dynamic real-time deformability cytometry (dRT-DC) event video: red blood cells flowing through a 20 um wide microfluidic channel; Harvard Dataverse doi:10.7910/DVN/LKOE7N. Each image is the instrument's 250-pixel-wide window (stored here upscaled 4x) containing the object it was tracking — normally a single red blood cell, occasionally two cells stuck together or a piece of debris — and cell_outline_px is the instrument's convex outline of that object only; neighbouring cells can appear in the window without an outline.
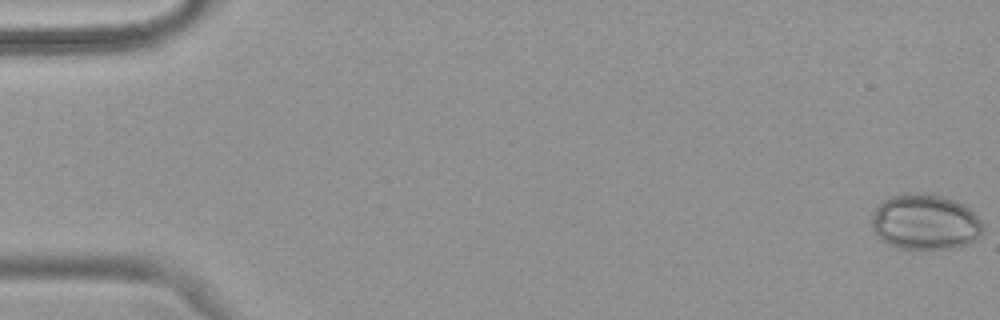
{"species": "common noctule bat (a hibernating species)", "species_latin": "Nyctalus noctula", "temperature_condition": "warm", "stored_images_in_passage": 50, "camera_frame_rate_fps": 3000, "um_per_image_px": 0.085, "animal": {"sex": "female", "body_mass_g": 18.4}, "frame": {"image": 1, "passage_image": 1, "time_ms": 0.0, "image_size_px": [1000, 320], "cell_outline_px": [[984, 224], [980, 236], [976, 240], [960, 248], [900, 248], [888, 244], [880, 240], [872, 232], [872, 216], [876, 208], [884, 200], [892, 196], [920, 192], [924, 192], [944, 196], [964, 204]], "centroid_in_image_um": [78.64, 18.88], "position_along_channel_um": 6.4, "area_um2": 36.18}}
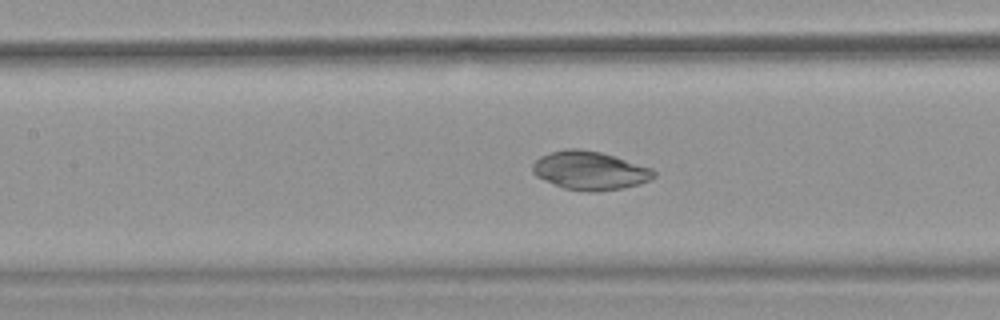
{"frame": {"image": 2, "passage_image": 24, "time_ms": 7.667, "image_size_px": [1000, 320], "cell_outline_px": [[656, 176], [640, 184], [624, 188], [596, 192], [588, 192], [564, 188], [536, 176], [532, 172], [532, 164], [540, 156], [564, 148], [580, 148], [600, 152], [616, 156], [652, 168], [656, 172]], "centroid_in_image_um": [50.15, 14.49], "position_along_channel_um": 157.2, "area_um2": 27.4}}
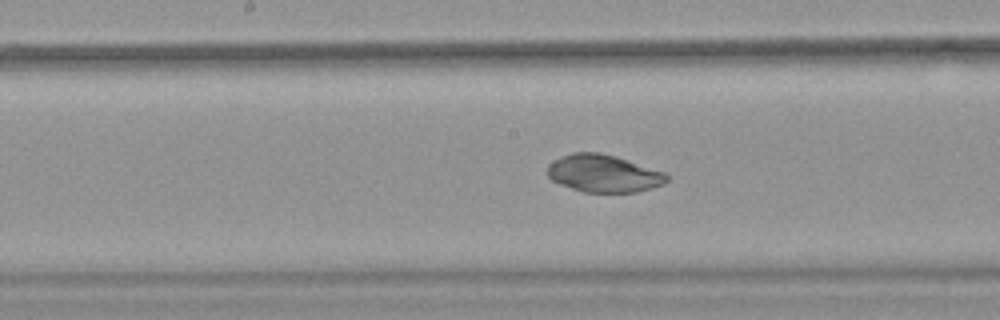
{"frame": {"image": 3, "passage_image": 27, "time_ms": 8.667, "image_size_px": [1000, 320], "cell_outline_px": [[668, 180], [664, 184], [636, 192], [584, 192], [560, 184], [552, 180], [548, 176], [548, 164], [552, 160], [572, 152], [600, 152], [616, 156], [664, 172], [668, 176]], "centroid_in_image_um": [51.29, 14.73], "position_along_channel_um": 196.9, "area_um2": 26.01}, "authors_computed_cell_mechanics": {"area_um2": 29.5069, "velocity_mm_per_s": 3.9882, "shape_relaxation_time_tau1_ms": 0.6809, "shape_relaxation_time_tau2_ms": null, "deformation_change_tau1": null, "deformation_change_tau2": null}}